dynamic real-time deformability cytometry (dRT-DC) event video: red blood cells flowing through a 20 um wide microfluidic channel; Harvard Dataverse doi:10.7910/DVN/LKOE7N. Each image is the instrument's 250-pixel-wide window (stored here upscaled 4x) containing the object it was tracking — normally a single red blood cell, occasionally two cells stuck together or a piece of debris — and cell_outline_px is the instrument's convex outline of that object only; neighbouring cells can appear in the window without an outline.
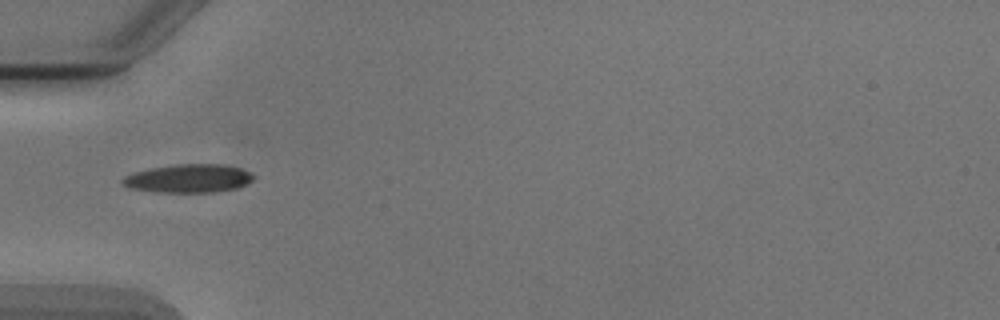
{"species": "Egyptian fruit bat (a non-hibernating species)", "species_latin": "Rousettus aegyptiacus", "temperature_condition": "cold", "stored_images_in_passage": 1, "camera_frame_rate_fps": 3000, "um_per_image_px": 0.085, "animal": {"sex": "male"}, "frame": {"image": 1, "passage_image": 1, "time_ms": 0.0, "image_size_px": [1000, 320], "cell_outline_px": [[256, 176], [252, 180], [236, 188], [212, 192], [156, 192], [128, 188], [120, 184], [120, 180], [124, 176], [132, 172], [148, 168], [176, 164], [220, 164], [240, 168], [252, 172]], "centroid_in_image_um": [15.96, 15.16], "position_along_channel_um": 69.0, "area_um2": 21.91}}